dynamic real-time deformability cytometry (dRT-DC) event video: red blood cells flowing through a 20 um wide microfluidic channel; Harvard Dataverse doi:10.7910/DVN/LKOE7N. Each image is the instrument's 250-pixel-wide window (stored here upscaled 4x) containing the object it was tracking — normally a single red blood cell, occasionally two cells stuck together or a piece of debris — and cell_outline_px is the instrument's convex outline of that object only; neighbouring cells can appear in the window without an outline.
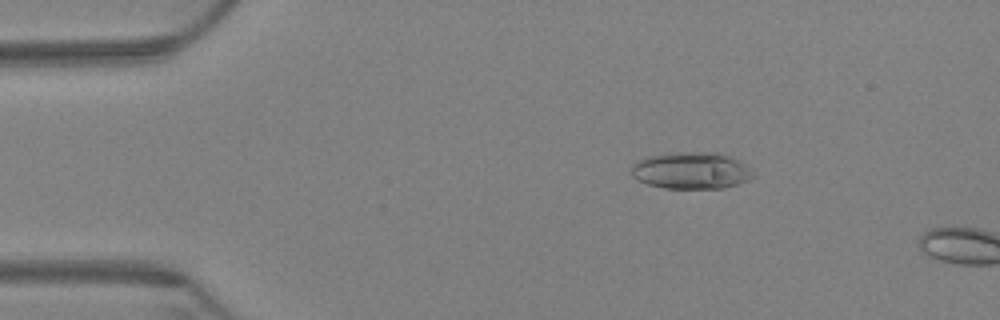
{"species": "Egyptian fruit bat (a non-hibernating species)", "species_latin": "Rousettus aegyptiacus", "temperature_condition": "warm", "stored_images_in_passage": 4, "camera_frame_rate_fps": 3000, "um_per_image_px": 0.085, "animal": {"sex": "female"}, "frame": {"image": 1, "passage_image": 3, "time_ms": 0.667, "image_size_px": [1000, 320], "cell_outline_px": [[756, 176], [748, 180], [724, 188], [664, 188], [648, 184], [636, 180], [632, 176], [632, 164], [648, 156], [680, 152], [720, 152], [740, 160]], "centroid_in_image_um": [58.77, 14.49], "position_along_channel_um": 26.2, "area_um2": 26.13}}